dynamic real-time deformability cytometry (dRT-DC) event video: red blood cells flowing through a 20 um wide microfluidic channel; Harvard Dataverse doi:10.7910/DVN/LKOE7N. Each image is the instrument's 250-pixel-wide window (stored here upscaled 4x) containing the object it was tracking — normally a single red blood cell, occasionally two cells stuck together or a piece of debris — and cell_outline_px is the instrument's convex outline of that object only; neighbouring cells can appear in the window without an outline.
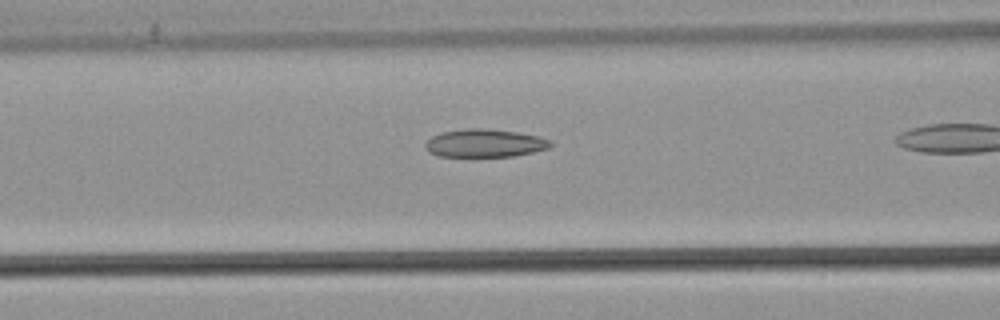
{"species": "common noctule bat (a hibernating species)", "species_latin": "Nyctalus noctula", "temperature_condition": "warm", "stored_images_in_passage": 26, "camera_frame_rate_fps": 3000, "um_per_image_px": 0.085, "animal": {"sex": "male", "body_mass_g": 21.5, "forearm_length_mm": 52.0}, "frame": {"image": 1, "passage_image": 8, "time_ms": 2.333, "image_size_px": [1000, 320], "cell_outline_px": [[552, 144], [548, 148], [532, 152], [512, 156], [436, 156], [428, 152], [424, 148], [424, 144], [432, 136], [440, 132], [464, 128], [488, 128], [516, 132], [536, 136], [552, 140]], "centroid_in_image_um": [41.15, 12.16], "position_along_channel_um": 125.5, "area_um2": 20.52}}